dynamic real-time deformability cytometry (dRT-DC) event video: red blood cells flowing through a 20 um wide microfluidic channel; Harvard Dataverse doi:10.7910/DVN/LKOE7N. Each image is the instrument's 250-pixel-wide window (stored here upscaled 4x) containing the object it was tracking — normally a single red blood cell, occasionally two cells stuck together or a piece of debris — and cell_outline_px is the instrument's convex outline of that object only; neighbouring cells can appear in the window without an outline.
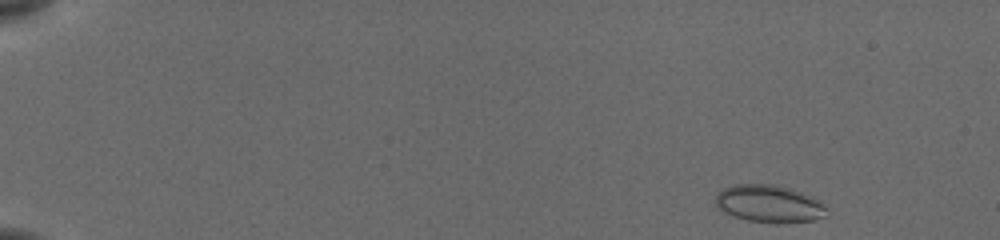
{"species": "common noctule bat (a hibernating species)", "species_latin": "Nyctalus noctula", "temperature_condition": "cold", "stored_images_in_passage": 51, "camera_frame_rate_fps": 3000, "um_per_image_px": 0.085, "animal": {"sex": "female", "body_mass_g": 19.5, "forearm_length_mm": 54.1}, "frame": {"image": 1, "passage_image": 2, "time_ms": 0.333, "image_size_px": [1000, 240], "cell_outline_px": [[828, 216], [812, 220], [780, 224], [776, 224], [748, 220], [732, 216], [716, 208], [716, 196], [724, 188], [736, 184], [776, 184], [812, 196], [820, 200]], "centroid_in_image_um": [65.37, 17.33], "position_along_channel_um": 19.6, "area_um2": 24.33}}
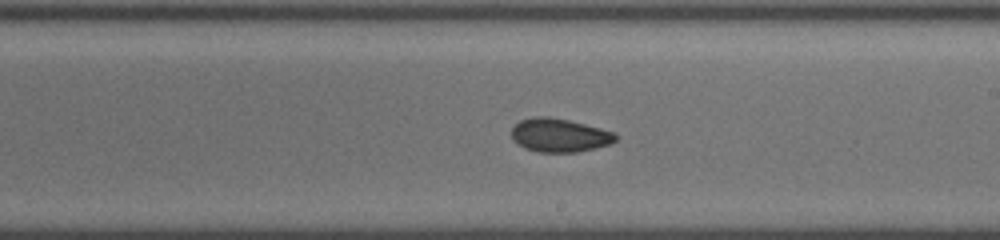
{"frame": {"image": 2, "passage_image": 30, "time_ms": 9.667, "image_size_px": [1000, 240], "cell_outline_px": [[620, 136], [612, 144], [596, 148], [576, 152], [536, 152], [524, 148], [516, 144], [512, 140], [512, 128], [520, 120], [532, 116], [548, 116], [568, 120], [616, 132]], "centroid_in_image_um": [47.56, 11.5], "position_along_channel_um": 241.4, "area_um2": 20.69}}
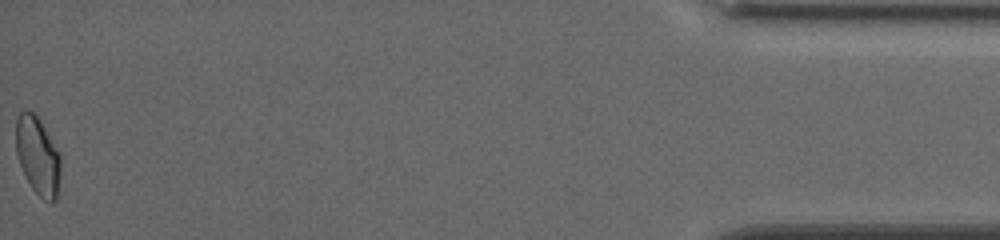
{"frame": {"image": 3, "passage_image": 51, "time_ms": 16.667, "image_size_px": [1000, 240], "cell_outline_px": [[60, 168], [56, 200], [52, 204], [44, 200], [32, 188], [20, 164], [16, 152], [16, 120], [20, 112], [24, 108], [28, 108], [36, 112], [60, 152]], "centroid_in_image_um": [3.21, 13.17], "position_along_channel_um": 432.0, "area_um2": 20.58}, "authors_computed_cell_mechanics": {"area_um2": 20.6346, "velocity_mm_per_s": 3.8636, "shape_relaxation_time_tau1_ms": null, "shape_relaxation_time_tau2_ms": 2.2591, "deformation_change_tau1": null, "deformation_change_tau2": 0.0568}}